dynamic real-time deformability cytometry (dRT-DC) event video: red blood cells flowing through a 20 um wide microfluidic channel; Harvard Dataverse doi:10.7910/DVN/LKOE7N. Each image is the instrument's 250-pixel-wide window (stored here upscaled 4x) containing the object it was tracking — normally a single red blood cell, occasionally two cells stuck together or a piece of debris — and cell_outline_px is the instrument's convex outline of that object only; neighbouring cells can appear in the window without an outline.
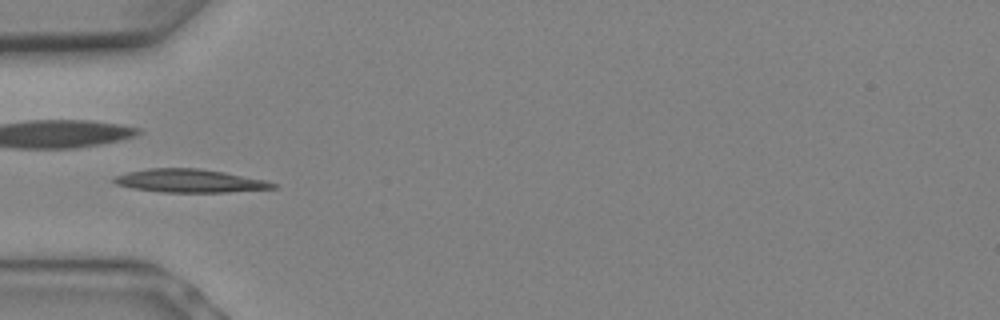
{"species": "Egyptian fruit bat (a non-hibernating species)", "species_latin": "Rousettus aegyptiacus", "temperature_condition": "warm", "stored_images_in_passage": 7, "camera_frame_rate_fps": 3000, "um_per_image_px": 0.085, "animal": {"sex": "female"}, "frame": {"image": 1, "passage_image": 6, "time_ms": 1.667, "image_size_px": [1000, 320], "cell_outline_px": [[276, 188], [228, 192], [160, 192], [132, 188], [116, 184], [112, 180], [116, 176], [128, 172], [148, 168], [200, 168], [224, 172], [264, 180], [276, 184]], "centroid_in_image_um": [16.1, 15.37], "position_along_channel_um": 68.9, "area_um2": 21.39}}